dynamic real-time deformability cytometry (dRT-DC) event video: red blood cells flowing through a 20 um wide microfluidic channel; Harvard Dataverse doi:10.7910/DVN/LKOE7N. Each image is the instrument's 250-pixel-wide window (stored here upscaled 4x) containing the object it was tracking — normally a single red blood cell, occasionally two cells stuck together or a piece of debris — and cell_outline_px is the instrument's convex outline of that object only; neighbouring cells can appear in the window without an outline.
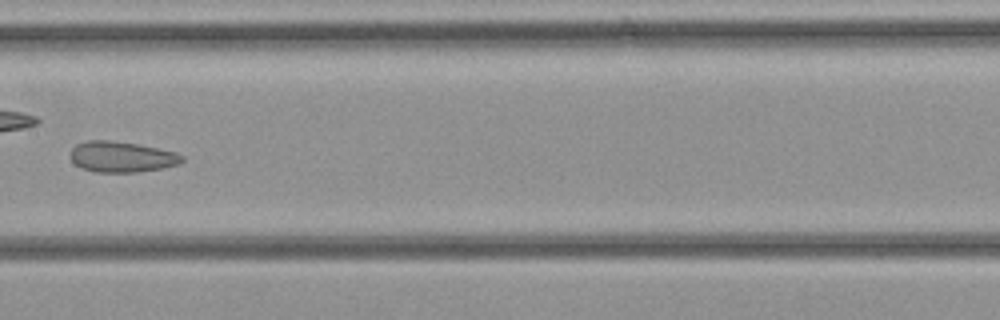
{"species": "common noctule bat (a hibernating species)", "species_latin": "Nyctalus noctula", "temperature_condition": "cold", "stored_images_in_passage": 26, "camera_frame_rate_fps": 3000, "um_per_image_px": 0.085, "animal": {"sex": "female", "body_mass_g": 21.9}, "frame": {"image": 1, "passage_image": 8, "time_ms": 2.333, "image_size_px": [1000, 320], "cell_outline_px": [[184, 160], [180, 164], [164, 168], [136, 172], [96, 172], [80, 168], [68, 156], [72, 148], [76, 144], [88, 140], [108, 140], [140, 144], [176, 152], [184, 156]], "centroid_in_image_um": [10.35, 13.33], "position_along_channel_um": 197.1, "area_um2": 20.29}}
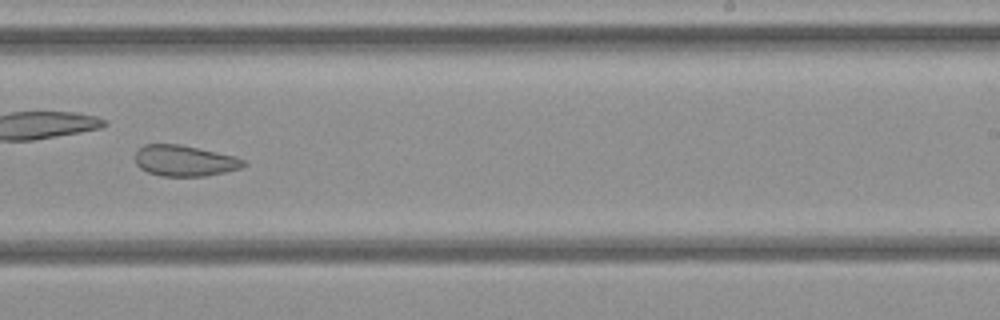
{"frame": {"image": 2, "passage_image": 12, "time_ms": 3.667, "image_size_px": [1000, 320], "cell_outline_px": [[248, 164], [240, 168], [224, 172], [204, 176], [160, 176], [148, 172], [140, 168], [136, 164], [136, 152], [144, 144], [180, 144], [236, 156], [244, 160]], "centroid_in_image_um": [15.7, 13.66], "position_along_channel_um": 273.3, "area_um2": 19.54}}